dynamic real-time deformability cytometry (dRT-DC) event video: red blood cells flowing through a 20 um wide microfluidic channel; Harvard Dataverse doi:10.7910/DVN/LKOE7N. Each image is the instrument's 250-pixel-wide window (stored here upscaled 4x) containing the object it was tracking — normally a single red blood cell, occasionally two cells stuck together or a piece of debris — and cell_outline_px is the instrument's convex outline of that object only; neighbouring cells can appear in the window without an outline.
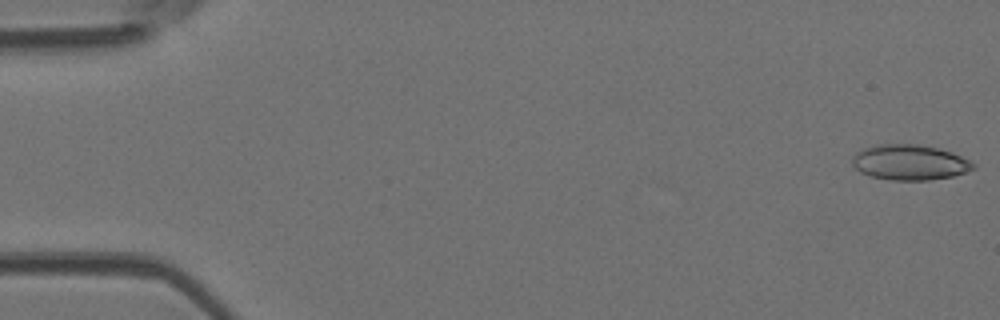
{"species": "Egyptian fruit bat (a non-hibernating species)", "species_latin": "Rousettus aegyptiacus", "temperature_condition": "room temperature", "stored_images_in_passage": 5, "camera_frame_rate_fps": 3000, "um_per_image_px": 0.085, "animal": {"sex": "female"}, "frame": {"image": 1, "passage_image": 1, "time_ms": 0.0, "image_size_px": [1000, 320], "cell_outline_px": [[976, 168], [952, 176], [928, 180], [892, 180], [872, 176], [860, 172], [852, 164], [852, 156], [856, 152], [864, 148], [876, 144], [920, 144], [940, 148], [952, 152], [972, 160], [976, 164]], "centroid_in_image_um": [77.35, 13.78], "position_along_channel_um": 7.7, "area_um2": 25.14}}
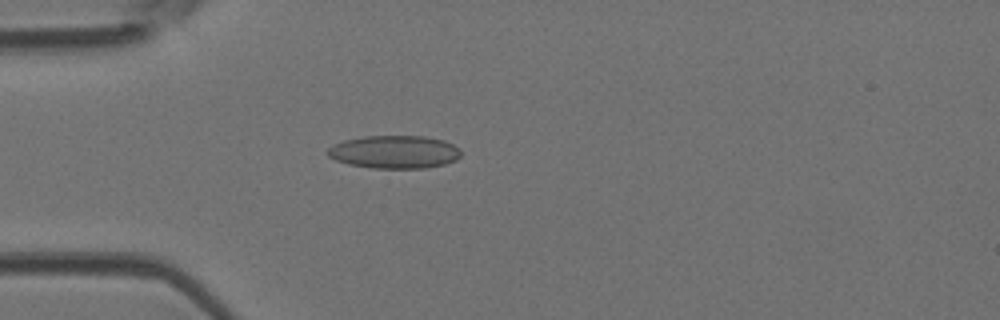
{"frame": {"image": 2, "passage_image": 5, "time_ms": 1.333, "image_size_px": [1000, 320], "cell_outline_px": [[460, 156], [456, 160], [444, 164], [424, 168], [372, 168], [348, 164], [336, 160], [328, 156], [328, 148], [344, 140], [364, 136], [424, 136], [444, 140], [460, 148]], "centroid_in_image_um": [33.54, 12.91], "position_along_channel_um": 51.5, "area_um2": 25.55}}